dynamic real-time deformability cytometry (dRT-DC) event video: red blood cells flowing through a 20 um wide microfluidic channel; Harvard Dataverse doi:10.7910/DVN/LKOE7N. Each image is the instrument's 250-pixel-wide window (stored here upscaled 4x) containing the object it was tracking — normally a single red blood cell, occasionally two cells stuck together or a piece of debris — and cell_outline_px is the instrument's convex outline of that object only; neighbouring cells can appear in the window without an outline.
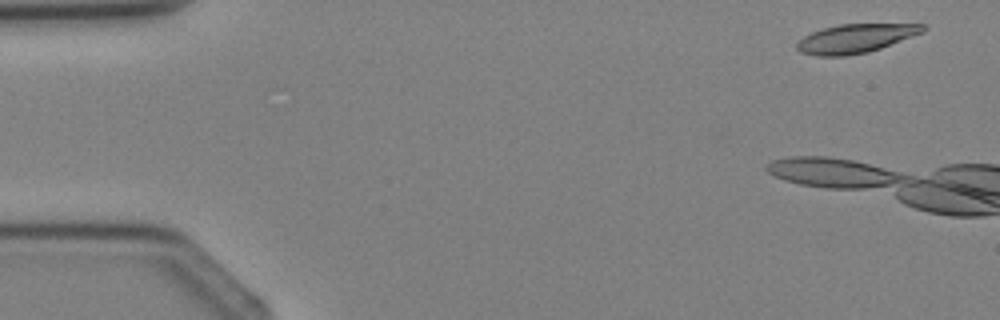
{"species": "Egyptian fruit bat (a non-hibernating species)", "species_latin": "Rousettus aegyptiacus", "temperature_condition": "cold", "stored_images_in_passage": 4, "camera_frame_rate_fps": 3000, "um_per_image_px": 0.085, "animal": {"sex": "female"}, "frame": {"image": 1, "passage_image": 1, "time_ms": 0.0, "image_size_px": [1000, 320], "cell_outline_px": [[928, 28], [924, 32], [880, 48], [868, 52], [844, 56], [816, 56], [800, 52], [796, 48], [796, 44], [804, 36], [812, 32], [824, 28], [840, 24], [924, 24]], "centroid_in_image_um": [72.72, 3.27], "position_along_channel_um": 12.3, "area_um2": 21.1}}